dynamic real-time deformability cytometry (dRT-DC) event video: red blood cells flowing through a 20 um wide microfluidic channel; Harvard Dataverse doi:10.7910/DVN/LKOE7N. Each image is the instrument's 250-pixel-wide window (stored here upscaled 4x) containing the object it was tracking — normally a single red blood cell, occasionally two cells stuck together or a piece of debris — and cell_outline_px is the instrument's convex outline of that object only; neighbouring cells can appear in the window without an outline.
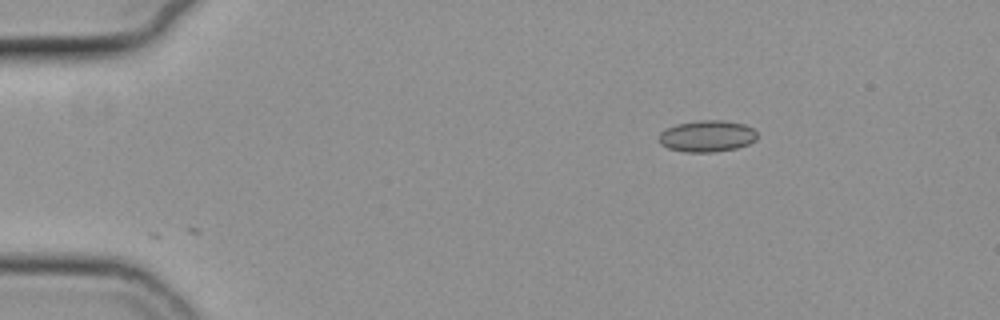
{"species": "common noctule bat (a hibernating species)", "species_latin": "Nyctalus noctula", "temperature_condition": "cold", "stored_images_in_passage": 14, "camera_frame_rate_fps": 3000, "um_per_image_px": 0.085, "animal": {"sex": "female", "body_mass_g": 19.3, "forearm_length_mm": 54.1}, "frame": {"image": 1, "passage_image": 1, "time_ms": 0.0, "image_size_px": [1000, 320], "cell_outline_px": [[756, 140], [748, 144], [736, 148], [712, 152], [684, 152], [668, 148], [660, 144], [660, 132], [676, 124], [700, 120], [724, 120], [744, 124], [752, 128], [756, 132]], "centroid_in_image_um": [60.1, 11.57], "position_along_channel_um": 24.9, "area_um2": 17.98}}
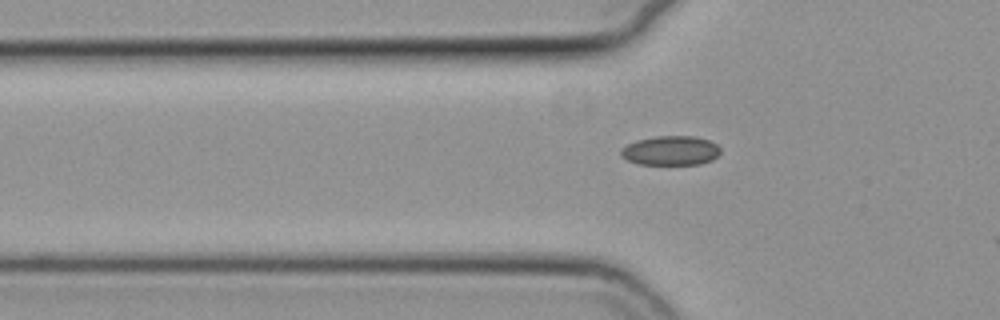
{"frame": {"image": 2, "passage_image": 11, "time_ms": 3.333, "image_size_px": [1000, 320], "cell_outline_px": [[720, 152], [712, 160], [700, 164], [640, 164], [628, 160], [620, 156], [620, 152], [628, 144], [636, 140], [656, 136], [696, 136], [708, 140], [716, 144], [720, 148]], "centroid_in_image_um": [57.02, 12.79], "position_along_channel_um": 68.8, "area_um2": 16.94}}